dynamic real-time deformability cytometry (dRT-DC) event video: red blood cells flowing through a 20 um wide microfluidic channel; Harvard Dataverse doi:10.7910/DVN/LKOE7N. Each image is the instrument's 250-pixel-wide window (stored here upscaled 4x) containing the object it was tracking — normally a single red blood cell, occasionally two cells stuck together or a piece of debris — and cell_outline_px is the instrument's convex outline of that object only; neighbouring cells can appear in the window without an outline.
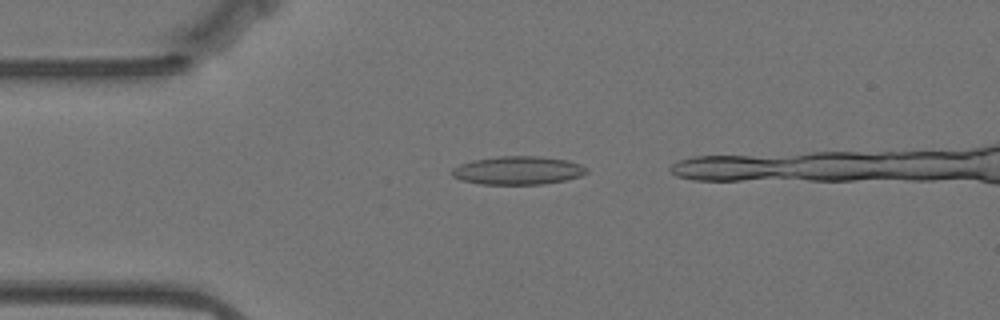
{"species": "Egyptian fruit bat (a non-hibernating species)", "species_latin": "Rousettus aegyptiacus", "temperature_condition": "warm", "stored_images_in_passage": 39, "camera_frame_rate_fps": 3000, "um_per_image_px": 0.085, "animal": {"sex": "female"}, "frame": {"image": 1, "passage_image": 6, "time_ms": 1.667, "image_size_px": [1000, 320], "cell_outline_px": [[588, 172], [580, 176], [568, 180], [544, 184], [480, 184], [460, 180], [452, 176], [448, 172], [452, 168], [460, 164], [472, 160], [500, 156], [540, 156], [568, 160], [580, 164], [588, 168]], "centroid_in_image_um": [44.01, 14.49], "position_along_channel_um": 41.0, "area_um2": 22.54}}
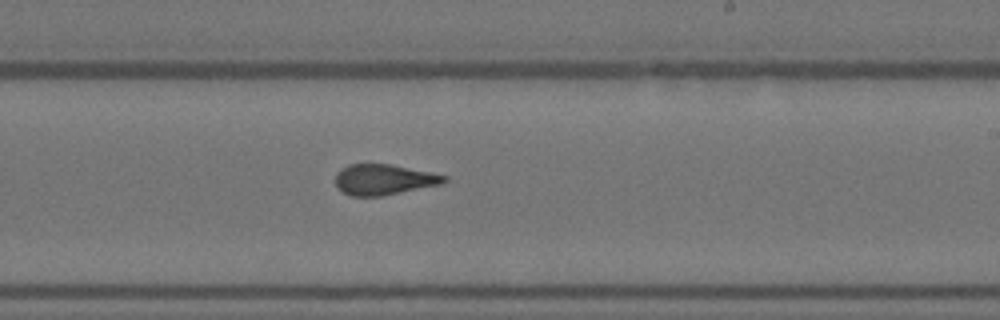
{"frame": {"image": 2, "passage_image": 26, "time_ms": 8.333, "image_size_px": [1000, 320], "cell_outline_px": [[448, 180], [444, 184], [380, 196], [352, 196], [336, 188], [336, 172], [340, 168], [348, 164], [392, 164], [448, 176]], "centroid_in_image_um": [32.63, 15.26], "position_along_channel_um": 256.4, "area_um2": 19.54}}
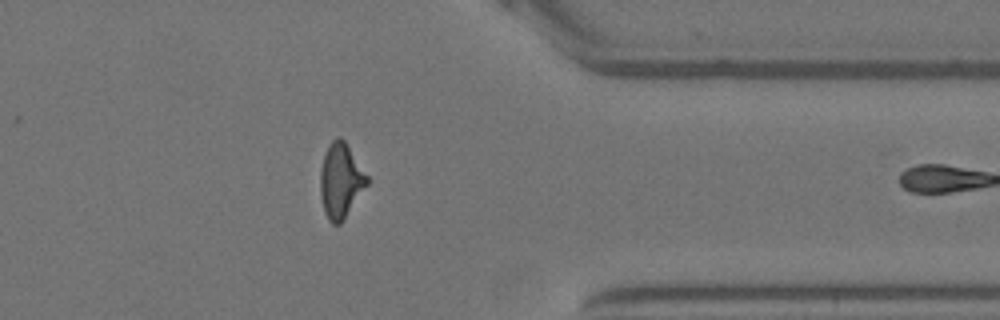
{"frame": {"image": 3, "passage_image": 38, "time_ms": 12.333, "image_size_px": [1000, 320], "cell_outline_px": [[368, 184], [340, 224], [332, 224], [328, 220], [324, 212], [320, 196], [320, 172], [324, 152], [328, 144], [336, 136], [340, 136], [344, 140], [368, 176]], "centroid_in_image_um": [28.93, 15.34], "position_along_channel_um": 382.5, "area_um2": 20.4}}